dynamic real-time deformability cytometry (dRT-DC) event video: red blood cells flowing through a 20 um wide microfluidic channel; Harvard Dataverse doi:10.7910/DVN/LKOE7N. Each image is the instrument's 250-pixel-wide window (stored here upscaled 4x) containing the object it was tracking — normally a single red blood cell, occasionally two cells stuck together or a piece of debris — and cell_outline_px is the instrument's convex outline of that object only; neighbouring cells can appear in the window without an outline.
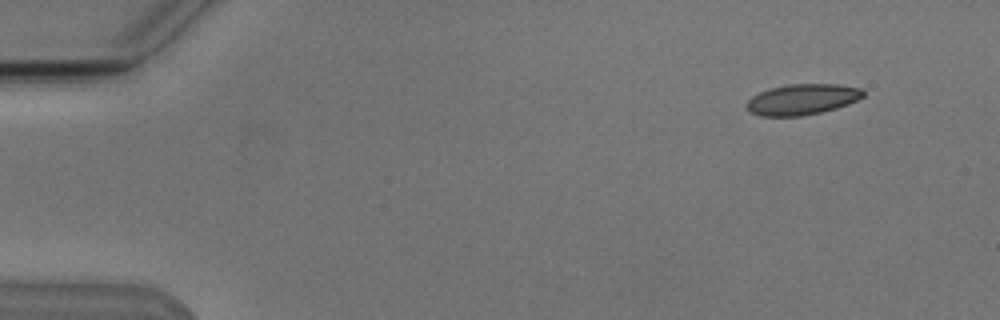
{"species": "Egyptian fruit bat (a non-hibernating species)", "species_latin": "Rousettus aegyptiacus", "temperature_condition": "cold", "stored_images_in_passage": 2, "segment_of_instrument_passage": [2, 2], "camera_frame_rate_fps": 3000, "um_per_image_px": 0.085, "animal": {"sex": "male"}, "frame": {"image": 1, "passage_image": 2, "time_ms": 2.0, "image_size_px": [1000, 320], "cell_outline_px": [[864, 96], [848, 104], [836, 108], [820, 112], [800, 116], [760, 116], [752, 112], [748, 108], [748, 100], [752, 96], [760, 92], [772, 88], [788, 84], [840, 84], [860, 88], [864, 92]], "centroid_in_image_um": [68.22, 8.44], "position_along_channel_um": 16.8, "area_um2": 20.63}}